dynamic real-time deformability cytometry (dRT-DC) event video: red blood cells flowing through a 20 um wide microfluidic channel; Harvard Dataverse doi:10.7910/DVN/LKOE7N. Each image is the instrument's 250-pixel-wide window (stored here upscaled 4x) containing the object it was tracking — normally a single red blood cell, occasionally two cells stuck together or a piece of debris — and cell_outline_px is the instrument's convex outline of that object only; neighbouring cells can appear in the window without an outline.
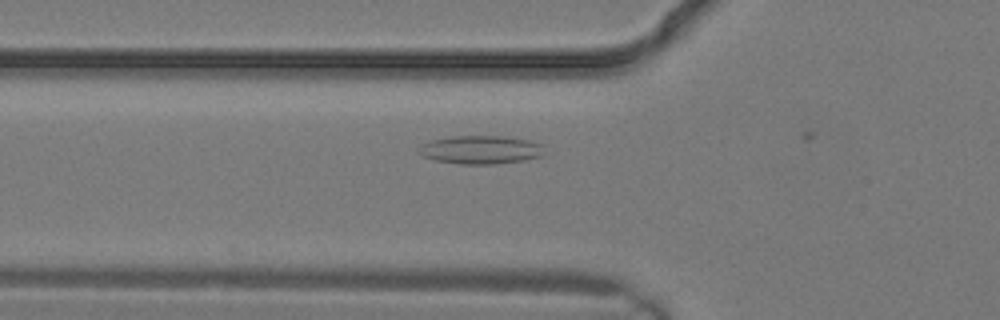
{"species": "common noctule bat (a hibernating species)", "species_latin": "Nyctalus noctula", "temperature_condition": "warm", "stored_images_in_passage": 5, "camera_frame_rate_fps": 3000, "um_per_image_px": 0.085, "animal": {"sex": "male", "body_mass_g": 19.2, "forearm_length_mm": 51.8}, "frame": {"image": 1, "passage_image": 5, "time_ms": 1.333, "image_size_px": [1000, 320], "cell_outline_px": [[544, 156], [524, 160], [492, 164], [460, 164], [436, 160], [424, 156], [416, 152], [416, 148], [420, 144], [432, 140], [452, 136], [504, 136], [532, 140], [540, 144]], "centroid_in_image_um": [40.83, 12.72], "position_along_channel_um": 85.0, "area_um2": 20.87}}